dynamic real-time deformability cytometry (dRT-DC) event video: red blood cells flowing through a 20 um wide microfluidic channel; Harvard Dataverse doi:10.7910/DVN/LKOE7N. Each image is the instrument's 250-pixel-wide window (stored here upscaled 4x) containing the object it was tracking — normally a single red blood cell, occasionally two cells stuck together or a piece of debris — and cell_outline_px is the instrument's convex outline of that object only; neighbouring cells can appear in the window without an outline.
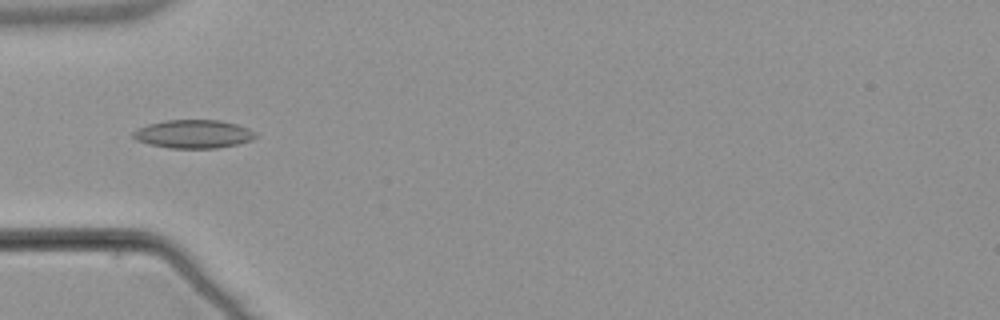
{"species": "common noctule bat (a hibernating species)", "species_latin": "Nyctalus noctula", "temperature_condition": "warm", "stored_images_in_passage": 12, "camera_frame_rate_fps": 3000, "um_per_image_px": 0.085, "animal": {"sex": "male", "body_mass_g": 21.5, "forearm_length_mm": 52.0}, "frame": {"image": 1, "passage_image": 3, "time_ms": 0.667, "image_size_px": [1000, 320], "cell_outline_px": [[260, 136], [252, 140], [236, 144], [216, 148], [168, 148], [148, 144], [136, 140], [132, 136], [132, 132], [148, 124], [164, 120], [220, 120], [236, 124], [248, 128], [256, 132]], "centroid_in_image_um": [16.46, 11.39], "position_along_channel_um": 68.5, "area_um2": 20.35}}